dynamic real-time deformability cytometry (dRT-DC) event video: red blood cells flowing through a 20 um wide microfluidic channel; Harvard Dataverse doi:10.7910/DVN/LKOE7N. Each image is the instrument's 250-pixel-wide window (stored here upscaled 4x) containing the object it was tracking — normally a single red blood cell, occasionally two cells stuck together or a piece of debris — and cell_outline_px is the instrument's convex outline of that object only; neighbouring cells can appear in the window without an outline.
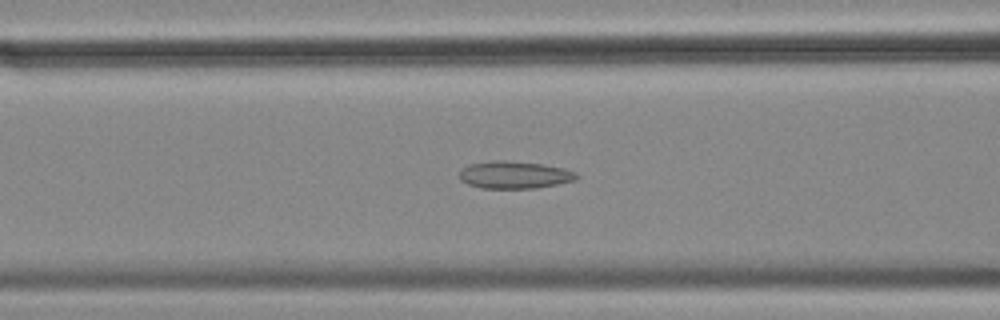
{"species": "common noctule bat (a hibernating species)", "species_latin": "Nyctalus noctula", "temperature_condition": "cold", "stored_images_in_passage": 43, "camera_frame_rate_fps": 3000, "um_per_image_px": 0.085, "animal": {"sex": "female", "body_mass_g": 18.4}, "frame": {"image": 1, "passage_image": 8, "time_ms": 2.333, "image_size_px": [1000, 320], "cell_outline_px": [[580, 176], [576, 180], [536, 188], [480, 188], [468, 184], [460, 180], [460, 168], [468, 164], [492, 160], [504, 160], [544, 164], [564, 168], [576, 172]], "centroid_in_image_um": [43.72, 14.85], "position_along_channel_um": 122.9, "area_um2": 18.9}}
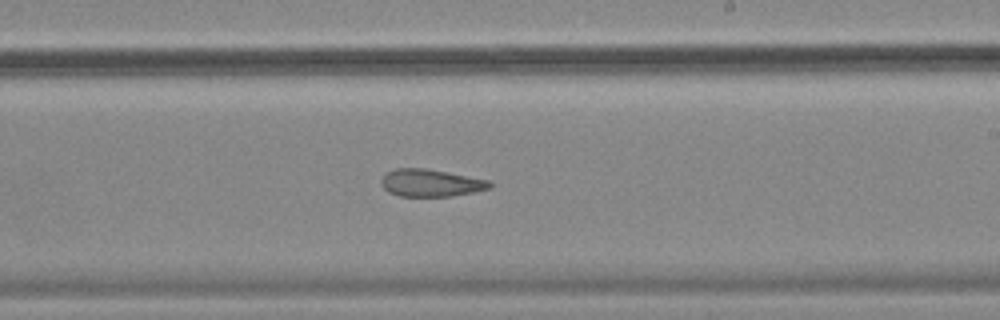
{"frame": {"image": 2, "passage_image": 19, "time_ms": 6.0, "image_size_px": [1000, 320], "cell_outline_px": [[492, 188], [472, 192], [448, 196], [400, 196], [388, 192], [384, 188], [380, 180], [388, 172], [396, 168], [428, 168], [488, 180], [492, 184]], "centroid_in_image_um": [36.61, 15.54], "position_along_channel_um": 252.4, "area_um2": 17.17}}
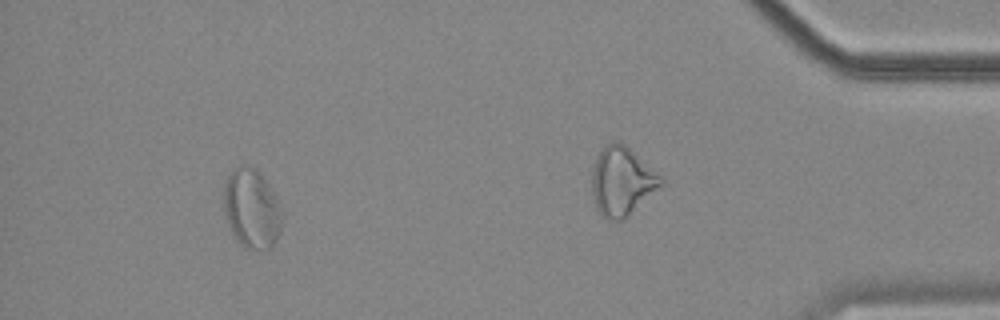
{"frame": {"image": 3, "passage_image": 38, "time_ms": 12.333, "image_size_px": [1000, 320], "cell_outline_px": [[284, 216], [276, 240], [268, 248], [260, 252], [244, 248], [236, 240], [232, 232], [224, 212], [224, 188], [228, 176], [240, 164], [244, 164], [256, 168], [268, 184], [276, 196], [284, 212]], "centroid_in_image_um": [21.42, 17.76], "position_along_channel_um": 413.8, "area_um2": 27.22}, "authors_computed_cell_mechanics": {"area_um2": 19.074, "velocity_mm_per_s": 3.5466, "shape_relaxation_time_tau1_ms": null, "shape_relaxation_time_tau2_ms": 5.1089, "deformation_change_tau1": null, "deformation_change_tau2": 0.1412}}